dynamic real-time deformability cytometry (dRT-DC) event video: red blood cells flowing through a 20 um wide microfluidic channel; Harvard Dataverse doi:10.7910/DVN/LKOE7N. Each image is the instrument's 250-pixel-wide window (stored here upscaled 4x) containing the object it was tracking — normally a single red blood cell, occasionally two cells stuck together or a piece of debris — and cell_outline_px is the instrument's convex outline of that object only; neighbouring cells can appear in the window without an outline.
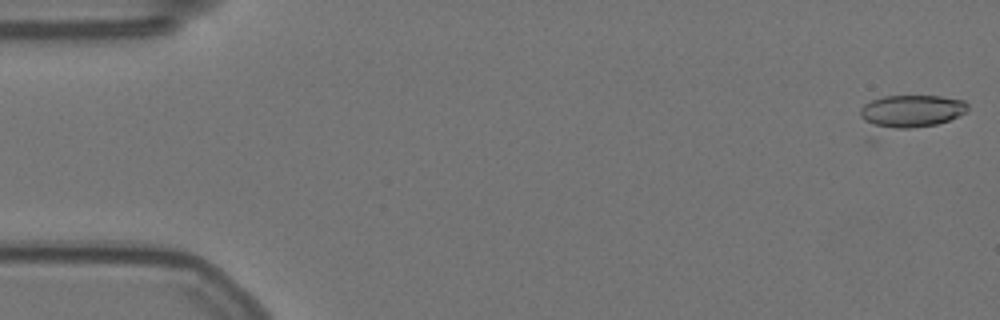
{"species": "Egyptian fruit bat (a non-hibernating species)", "species_latin": "Rousettus aegyptiacus", "temperature_condition": "warm", "stored_images_in_passage": 2, "camera_frame_rate_fps": 3000, "um_per_image_px": 0.085, "animal": {"sex": "female"}, "frame": {"image": 1, "passage_image": 2, "time_ms": 0.333, "image_size_px": [1000, 320], "cell_outline_px": [[968, 112], [960, 116], [936, 124], [872, 144], [864, 140], [860, 116], [860, 108], [864, 104], [872, 100], [884, 96], [940, 96], [964, 100], [968, 104]], "centroid_in_image_um": [77.04, 9.77], "position_along_channel_um": 8.0, "area_um2": 25.03}}